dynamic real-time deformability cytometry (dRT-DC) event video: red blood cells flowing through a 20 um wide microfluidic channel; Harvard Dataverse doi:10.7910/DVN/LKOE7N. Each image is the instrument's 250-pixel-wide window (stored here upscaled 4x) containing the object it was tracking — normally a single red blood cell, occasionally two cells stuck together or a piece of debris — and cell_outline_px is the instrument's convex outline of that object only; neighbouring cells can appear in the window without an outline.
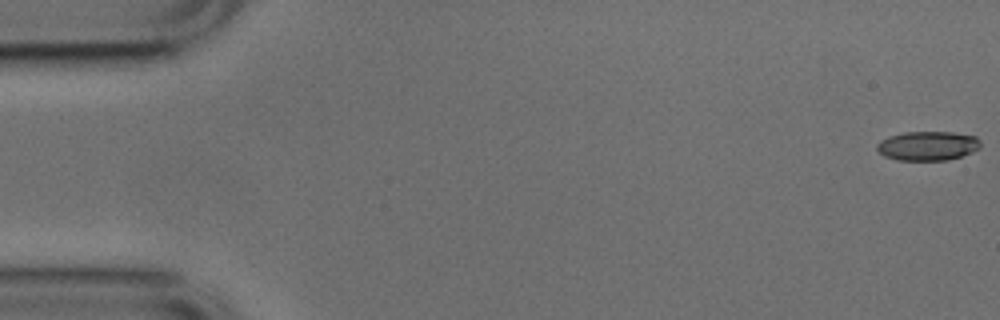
{"species": "common noctule bat (a hibernating species)", "species_latin": "Nyctalus noctula", "temperature_condition": "cold", "stored_images_in_passage": 44, "camera_frame_rate_fps": 3000, "um_per_image_px": 0.085, "animal": {"sex": "male", "body_mass_g": 17.9, "forearm_length_mm": 54.2}, "frame": {"image": 1, "passage_image": 1, "time_ms": 0.0, "image_size_px": [1000, 320], "cell_outline_px": [[980, 148], [972, 152], [948, 160], [896, 160], [884, 156], [876, 148], [876, 144], [880, 140], [888, 136], [904, 132], [952, 132], [976, 136], [980, 140]], "centroid_in_image_um": [78.84, 12.39], "position_along_channel_um": 6.2, "area_um2": 17.74}}
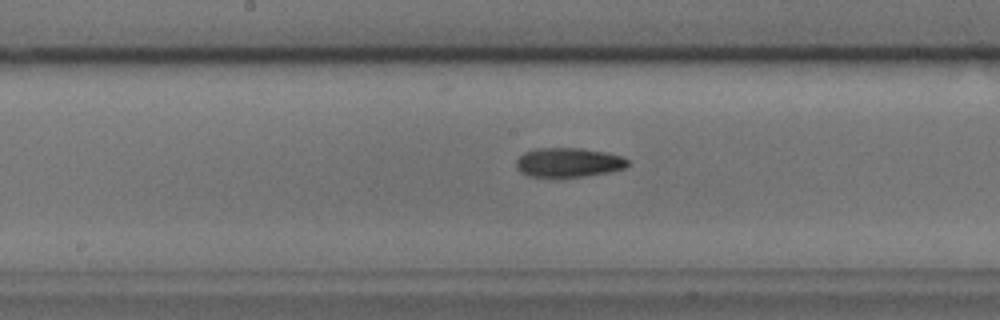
{"frame": {"image": 2, "passage_image": 27, "time_ms": 8.667, "image_size_px": [1000, 320], "cell_outline_px": [[628, 164], [624, 168], [608, 172], [584, 176], [528, 176], [520, 172], [516, 168], [516, 160], [524, 152], [536, 148], [580, 148], [608, 152], [624, 156], [628, 160]], "centroid_in_image_um": [48.32, 13.79], "position_along_channel_um": 199.9, "area_um2": 19.02}}
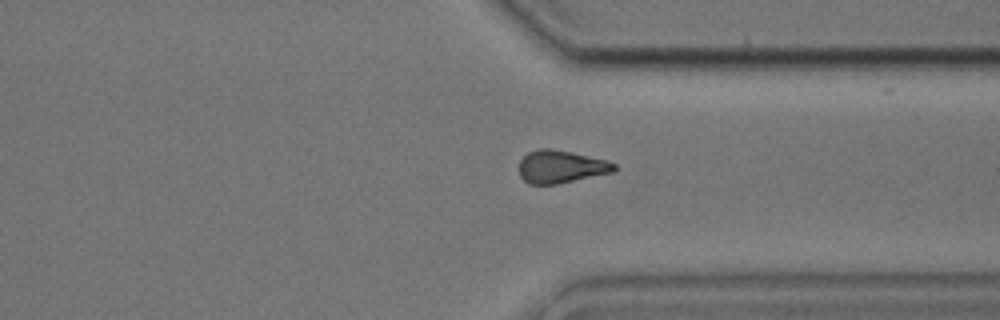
{"frame": {"image": 3, "passage_image": 40, "time_ms": 13.0, "image_size_px": [1000, 320], "cell_outline_px": [[616, 168], [612, 172], [556, 184], [528, 184], [520, 176], [520, 160], [528, 152], [540, 148], [552, 148], [572, 152], [608, 160], [616, 164]], "centroid_in_image_um": [47.67, 14.15], "position_along_channel_um": 363.7, "area_um2": 18.09}}